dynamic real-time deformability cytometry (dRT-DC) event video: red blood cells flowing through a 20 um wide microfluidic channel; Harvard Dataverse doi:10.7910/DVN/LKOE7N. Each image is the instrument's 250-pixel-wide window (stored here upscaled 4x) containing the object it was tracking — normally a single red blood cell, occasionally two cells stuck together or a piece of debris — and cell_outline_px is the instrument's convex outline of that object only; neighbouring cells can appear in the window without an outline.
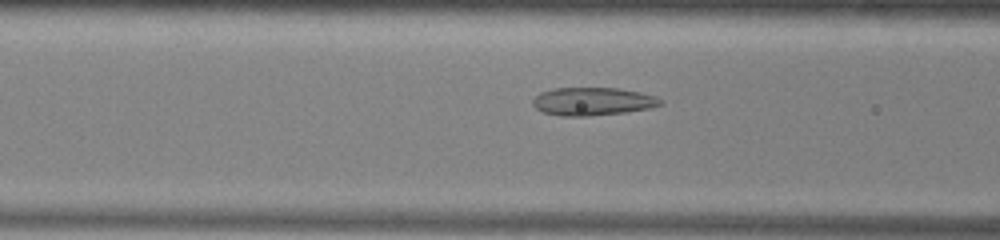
{"species": "common noctule bat (a hibernating species)", "species_latin": "Nyctalus noctula", "temperature_condition": "warm", "stored_images_in_passage": 43, "camera_frame_rate_fps": 3000, "um_per_image_px": 0.085, "animal": {"sex": "male", "body_mass_g": 13.0, "forearm_length_mm": 53.1}, "frame": {"image": 1, "passage_image": 19, "time_ms": 6.0, "image_size_px": [1000, 240], "cell_outline_px": [[664, 104], [648, 108], [628, 112], [588, 116], [560, 116], [544, 112], [536, 108], [532, 104], [532, 100], [540, 92], [552, 88], [616, 88], [640, 92], [656, 96], [664, 100]], "centroid_in_image_um": [50.39, 8.62], "position_along_channel_um": 116.2, "area_um2": 20.98}}
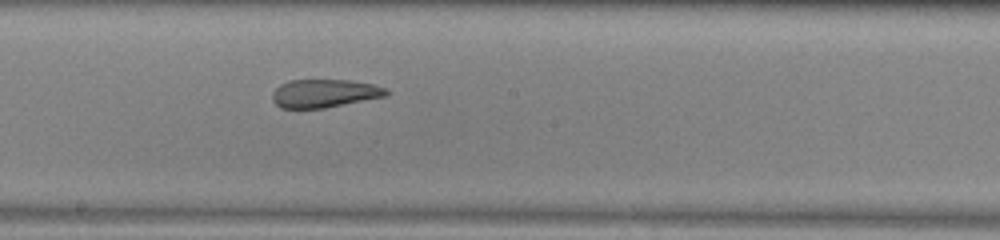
{"frame": {"image": 2, "passage_image": 27, "time_ms": 8.667, "image_size_px": [1000, 240], "cell_outline_px": [[388, 96], [324, 108], [280, 108], [272, 100], [272, 92], [280, 84], [288, 80], [352, 80], [372, 84], [384, 88], [388, 92]], "centroid_in_image_um": [27.55, 7.93], "position_along_channel_um": 220.6, "area_um2": 18.79}}
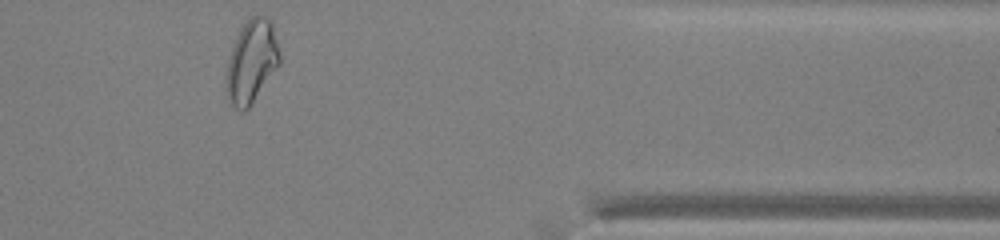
{"frame": {"image": 3, "passage_image": 42, "time_ms": 13.667, "image_size_px": [1000, 240], "cell_outline_px": [[280, 64], [248, 108], [244, 112], [236, 108], [232, 104], [228, 96], [224, 80], [228, 60], [232, 48], [244, 24], [252, 16], [268, 16], [272, 24], [280, 52]], "centroid_in_image_um": [21.39, 5.25], "position_along_channel_um": 390.0, "area_um2": 25.43}, "authors_computed_cell_mechanics": {"area_um2": 22.542, "velocity_mm_per_s": 3.9215, "shape_relaxation_time_tau1_ms": null, "shape_relaxation_time_tau2_ms": 2.2154, "deformation_change_tau1": null, "deformation_change_tau2": 0.0983}}